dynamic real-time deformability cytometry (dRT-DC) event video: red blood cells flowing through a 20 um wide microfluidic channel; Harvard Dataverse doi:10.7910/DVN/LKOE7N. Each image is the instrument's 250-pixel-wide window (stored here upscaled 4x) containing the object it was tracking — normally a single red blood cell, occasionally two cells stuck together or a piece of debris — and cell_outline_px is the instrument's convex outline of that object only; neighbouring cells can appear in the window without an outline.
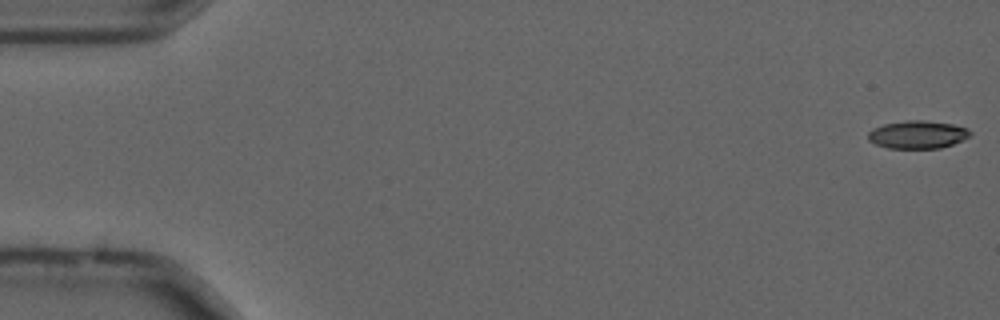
{"species": "common noctule bat (a hibernating species)", "species_latin": "Nyctalus noctula", "temperature_condition": "cold", "stored_images_in_passage": 9, "camera_frame_rate_fps": 3000, "um_per_image_px": 0.085, "animal": {"sex": "male", "forearm_length_mm": 52.5}, "frame": {"image": 1, "passage_image": 1, "time_ms": 0.0, "image_size_px": [1000, 320], "cell_outline_px": [[972, 136], [952, 144], [940, 148], [888, 148], [876, 144], [868, 140], [868, 132], [872, 128], [884, 124], [908, 120], [924, 120], [952, 124], [968, 128], [972, 132]], "centroid_in_image_um": [78.01, 11.43], "position_along_channel_um": 7.0, "area_um2": 16.65}}